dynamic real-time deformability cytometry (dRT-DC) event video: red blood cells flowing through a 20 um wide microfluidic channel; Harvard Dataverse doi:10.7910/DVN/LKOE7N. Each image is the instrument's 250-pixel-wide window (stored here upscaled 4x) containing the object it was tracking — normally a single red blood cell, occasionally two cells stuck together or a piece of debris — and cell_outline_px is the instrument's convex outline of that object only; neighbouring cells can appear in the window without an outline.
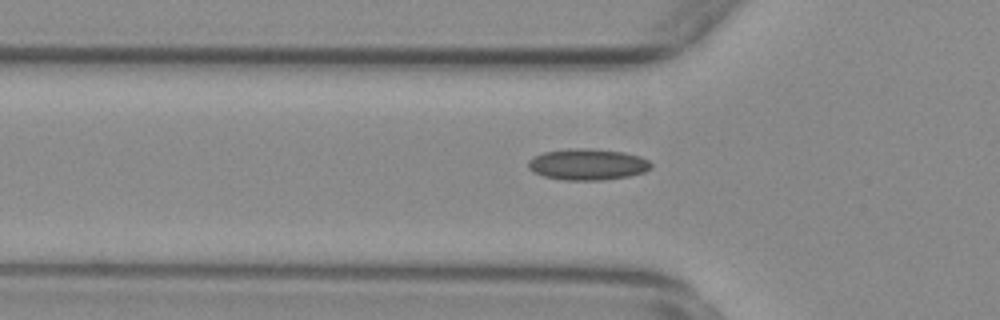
{"species": "common noctule bat (a hibernating species)", "species_latin": "Nyctalus noctula", "temperature_condition": "warm", "stored_images_in_passage": 50, "camera_frame_rate_fps": 3000, "um_per_image_px": 0.085, "animal": {"sex": "female", "body_mass_g": 29.2, "forearm_length_mm": 56.3}, "frame": {"image": 1, "passage_image": 18, "time_ms": 5.667, "image_size_px": [1000, 320], "cell_outline_px": [[652, 168], [644, 172], [628, 176], [600, 180], [564, 180], [544, 176], [532, 172], [528, 168], [528, 160], [544, 152], [568, 148], [584, 148], [624, 152], [640, 156], [648, 160], [652, 164]], "centroid_in_image_um": [49.94, 13.97], "position_along_channel_um": 75.9, "area_um2": 22.37}}
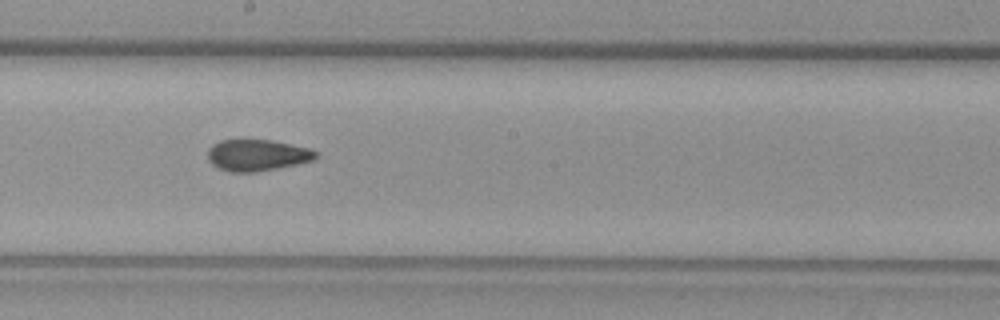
{"frame": {"image": 2, "passage_image": 30, "time_ms": 9.667, "image_size_px": [1000, 320], "cell_outline_px": [[320, 156], [312, 160], [296, 164], [256, 172], [228, 172], [216, 168], [208, 160], [208, 148], [212, 144], [220, 140], [272, 140], [308, 148], [316, 152]], "centroid_in_image_um": [21.81, 13.19], "position_along_channel_um": 226.4, "area_um2": 19.83}}
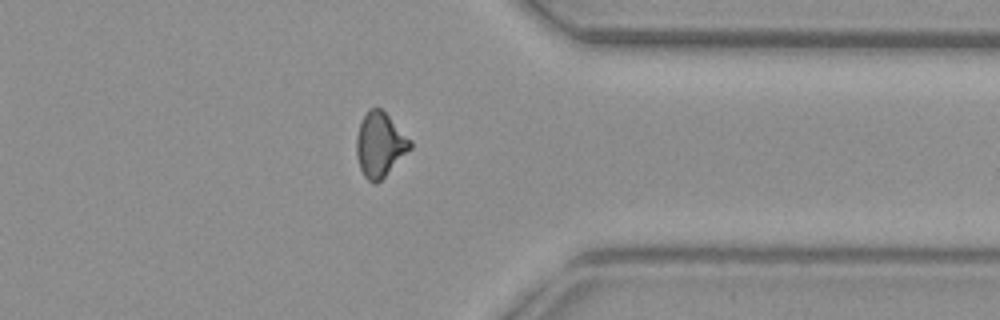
{"frame": {"image": 3, "passage_image": 43, "time_ms": 14.0, "image_size_px": [1000, 320], "cell_outline_px": [[412, 148], [376, 184], [372, 184], [364, 176], [360, 168], [356, 152], [356, 136], [360, 120], [372, 108], [380, 108], [412, 140]], "centroid_in_image_um": [32.28, 12.31], "position_along_channel_um": 379.1, "area_um2": 20.0}, "authors_computed_cell_mechanics": {"area_um2": 20.1722, "velocity_mm_per_s": 3.7392, "shape_relaxation_time_tau1_ms": null, "shape_relaxation_time_tau2_ms": 1.8257, "deformation_change_tau1": null, "deformation_change_tau2": 0.0788}}